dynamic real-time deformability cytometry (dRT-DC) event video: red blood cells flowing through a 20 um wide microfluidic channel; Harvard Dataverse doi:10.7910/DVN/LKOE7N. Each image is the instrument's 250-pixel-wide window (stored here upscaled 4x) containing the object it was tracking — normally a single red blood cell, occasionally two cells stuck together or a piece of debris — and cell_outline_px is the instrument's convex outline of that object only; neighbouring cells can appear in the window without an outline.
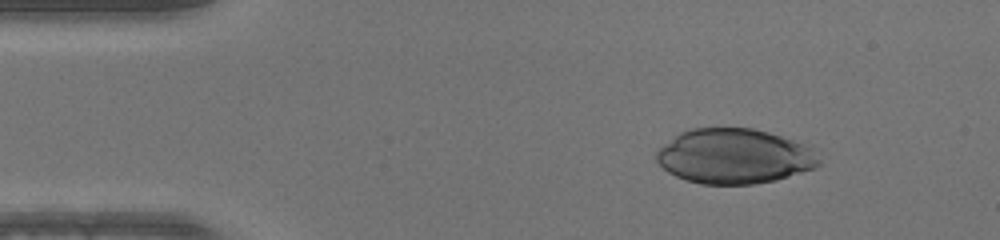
{"species": "human", "species_latin": "Homo sapiens", "temperature_condition": "warm", "stored_images_in_passage": 43, "camera_frame_rate_fps": 3000, "um_per_image_px": 0.085, "donor": {"sex": "male"}, "frame": {"image": 1, "passage_image": 1, "time_ms": 0.0, "image_size_px": [1000, 240], "cell_outline_px": [[820, 164], [816, 168], [776, 180], [752, 184], [700, 184], [676, 176], [668, 172], [656, 160], [656, 152], [660, 148], [680, 132], [688, 128], [752, 128], [768, 132], [780, 136], [800, 144], [808, 148], [820, 160]], "centroid_in_image_um": [62.38, 13.29], "position_along_channel_um": 22.6, "area_um2": 51.5}}
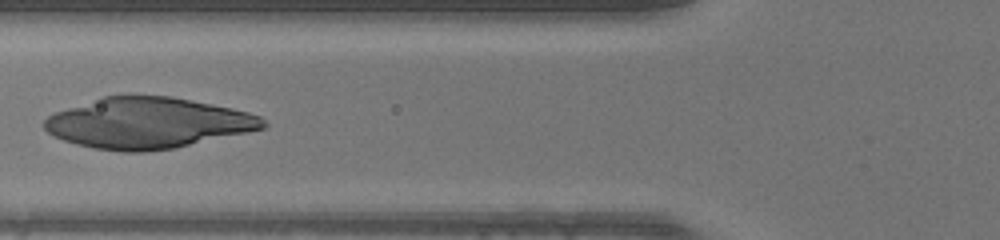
{"frame": {"image": 2, "passage_image": 13, "time_ms": 4.0, "image_size_px": [1000, 240], "cell_outline_px": [[268, 124], [264, 128], [248, 132], [176, 148], [148, 152], [124, 152], [92, 148], [76, 144], [52, 136], [44, 128], [44, 120], [48, 116], [56, 112], [100, 96], [172, 96], [232, 108], [248, 112], [260, 116]], "centroid_in_image_um": [12.56, 10.47], "position_along_channel_um": 113.2, "area_um2": 64.91}}